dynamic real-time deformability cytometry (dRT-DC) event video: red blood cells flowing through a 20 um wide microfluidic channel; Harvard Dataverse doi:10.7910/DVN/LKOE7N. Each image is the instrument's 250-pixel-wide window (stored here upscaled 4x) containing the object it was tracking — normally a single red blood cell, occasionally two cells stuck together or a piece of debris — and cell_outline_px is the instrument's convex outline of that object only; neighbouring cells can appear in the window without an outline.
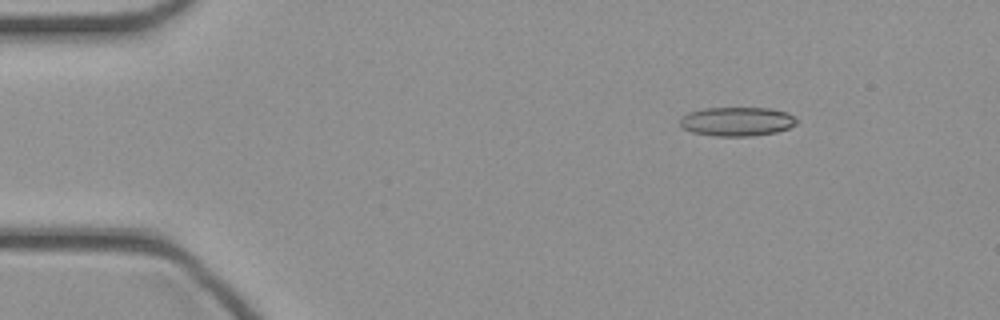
{"species": "common noctule bat (a hibernating species)", "species_latin": "Nyctalus noctula", "temperature_condition": "cold", "stored_images_in_passage": 46, "camera_frame_rate_fps": 3000, "um_per_image_px": 0.085, "animal": {"sex": "female", "body_mass_g": 21.9}, "frame": {"image": 1, "passage_image": 6, "time_ms": 1.667, "image_size_px": [1000, 320], "cell_outline_px": [[800, 120], [796, 124], [788, 128], [776, 132], [752, 136], [716, 136], [692, 132], [684, 128], [680, 124], [680, 116], [688, 112], [704, 108], [772, 108], [788, 112], [796, 116]], "centroid_in_image_um": [62.68, 10.32], "position_along_channel_um": 22.3, "area_um2": 20.0}}
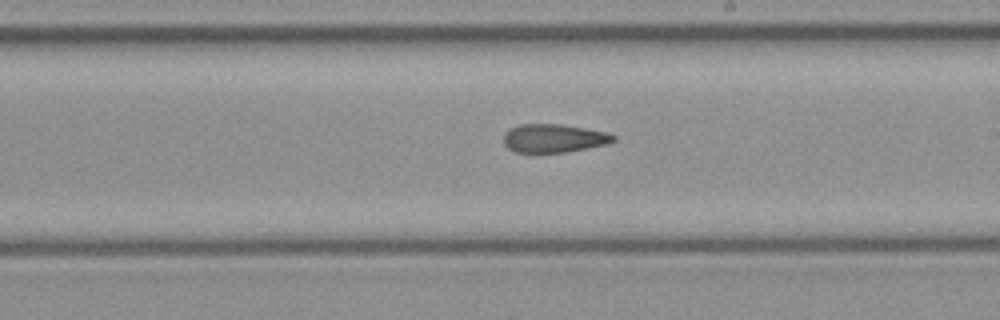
{"frame": {"image": 2, "passage_image": 26, "time_ms": 8.333, "image_size_px": [1000, 320], "cell_outline_px": [[616, 140], [608, 144], [588, 148], [564, 152], [516, 152], [508, 148], [504, 144], [504, 132], [508, 128], [520, 124], [560, 124], [608, 132], [616, 136]], "centroid_in_image_um": [47.07, 11.74], "position_along_channel_um": 241.9, "area_um2": 18.26}}
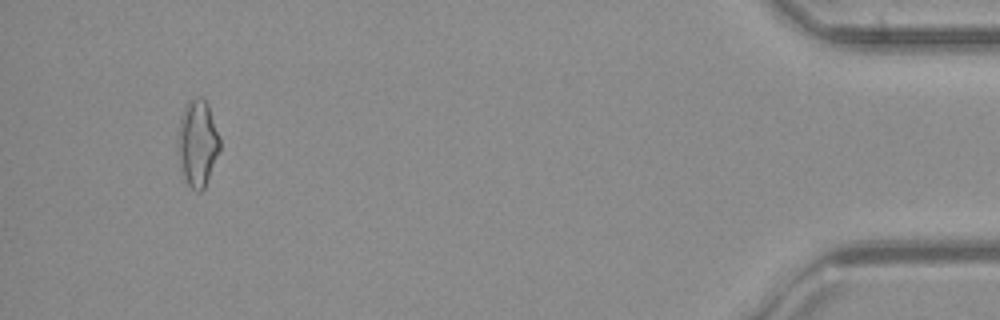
{"frame": {"image": 3, "passage_image": 43, "time_ms": 14.0, "image_size_px": [1000, 320], "cell_outline_px": [[220, 148], [204, 188], [200, 192], [196, 192], [188, 184], [184, 176], [176, 152], [180, 116], [188, 100], [196, 96], [200, 96], [208, 104], [220, 136]], "centroid_in_image_um": [16.78, 12.13], "position_along_channel_um": 418.4, "area_um2": 21.27}}